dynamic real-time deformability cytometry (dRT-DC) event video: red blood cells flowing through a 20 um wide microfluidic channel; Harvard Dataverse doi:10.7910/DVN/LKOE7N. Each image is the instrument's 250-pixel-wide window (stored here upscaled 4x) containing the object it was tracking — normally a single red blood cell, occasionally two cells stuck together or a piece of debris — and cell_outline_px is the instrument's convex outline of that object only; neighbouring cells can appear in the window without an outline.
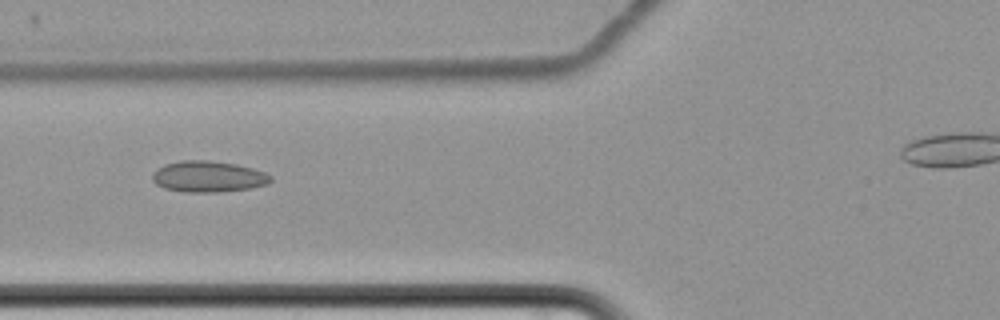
{"species": "common noctule bat (a hibernating species)", "species_latin": "Nyctalus noctula", "temperature_condition": "cold", "stored_images_in_passage": 8, "segment_of_instrument_passage": [1, 2], "camera_frame_rate_fps": 3000, "um_per_image_px": 0.085, "animal": {"sex": "female", "body_mass_g": 22.7, "forearm_length_mm": 54.2}, "frame": {"image": 1, "passage_image": 7, "time_ms": 7.333, "image_size_px": [1000, 320], "cell_outline_px": [[272, 180], [268, 184], [248, 188], [216, 192], [184, 192], [164, 188], [156, 184], [152, 180], [152, 172], [156, 168], [164, 164], [180, 160], [208, 160], [236, 164], [252, 168], [264, 172], [272, 176]], "centroid_in_image_um": [17.66, 15.0], "position_along_channel_um": 108.1, "area_um2": 21.56}}